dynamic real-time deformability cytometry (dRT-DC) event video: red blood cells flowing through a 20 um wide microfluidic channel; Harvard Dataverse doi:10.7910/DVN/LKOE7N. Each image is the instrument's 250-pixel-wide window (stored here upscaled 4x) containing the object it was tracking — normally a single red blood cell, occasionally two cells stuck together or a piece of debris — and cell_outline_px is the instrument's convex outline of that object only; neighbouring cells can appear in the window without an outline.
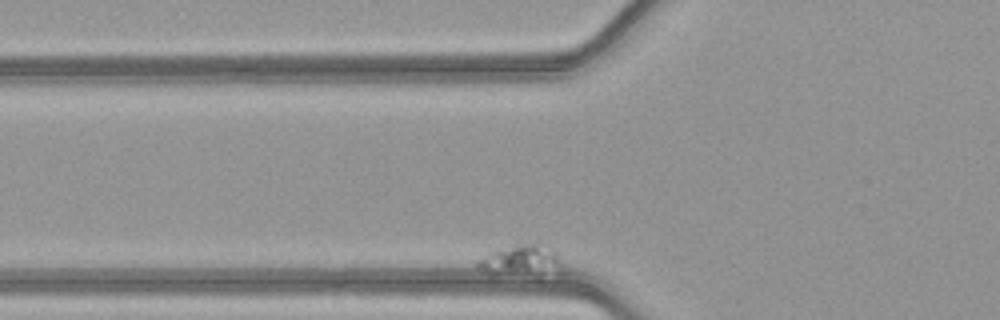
{"species": "common noctule bat (a hibernating species)", "species_latin": "Nyctalus noctula", "temperature_condition": "warm", "stored_images_in_passage": 52, "camera_frame_rate_fps": 3000, "um_per_image_px": 0.085, "animal": {"sex": "female", "body_mass_g": 21.9}, "frame": {"image": 1, "passage_image": 8, "time_ms": 2.333, "image_size_px": [1000, 320], "cell_outline_px": [[564, 268], [536, 280], [492, 272], [476, 268], [476, 260], [492, 252], [520, 244], [536, 244], [552, 248], [560, 256], [564, 264]], "centroid_in_image_um": [44.42, 22.23], "position_along_channel_um": 81.4, "area_um2": 15.9}}
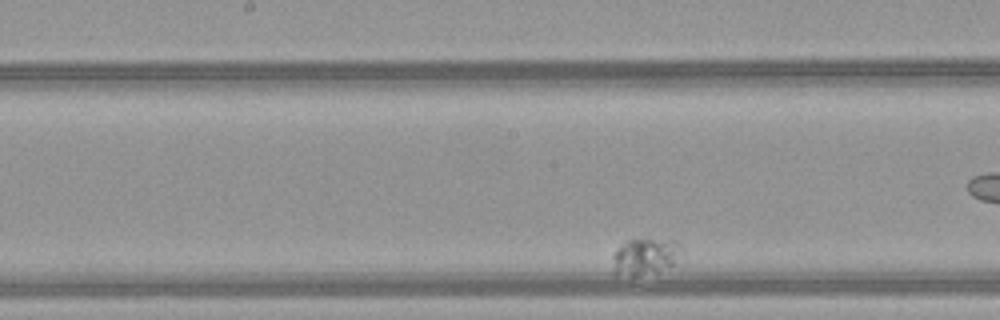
{"frame": {"image": 2, "passage_image": 25, "time_ms": 8.0, "image_size_px": [1000, 320], "cell_outline_px": [[684, 256], [672, 264], [636, 276], [632, 276], [612, 272], [612, 256], [628, 240], [672, 240], [684, 248]], "centroid_in_image_um": [54.87, 21.79], "position_along_channel_um": 193.3, "area_um2": 14.22}}
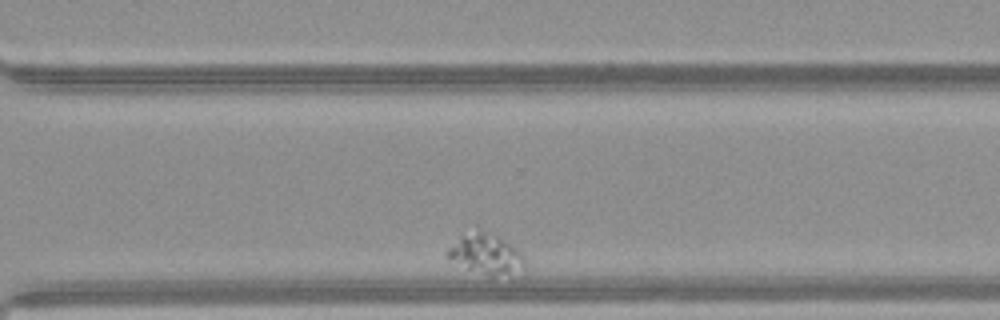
{"frame": {"image": 3, "passage_image": 41, "time_ms": 13.333, "image_size_px": [1000, 320], "cell_outline_px": [[524, 268], [492, 276], [468, 268], [448, 260], [448, 248], [464, 236], [484, 236], [500, 240], [516, 248], [524, 256]], "centroid_in_image_um": [41.31, 21.7], "position_along_channel_um": 329.3, "area_um2": 15.84}}